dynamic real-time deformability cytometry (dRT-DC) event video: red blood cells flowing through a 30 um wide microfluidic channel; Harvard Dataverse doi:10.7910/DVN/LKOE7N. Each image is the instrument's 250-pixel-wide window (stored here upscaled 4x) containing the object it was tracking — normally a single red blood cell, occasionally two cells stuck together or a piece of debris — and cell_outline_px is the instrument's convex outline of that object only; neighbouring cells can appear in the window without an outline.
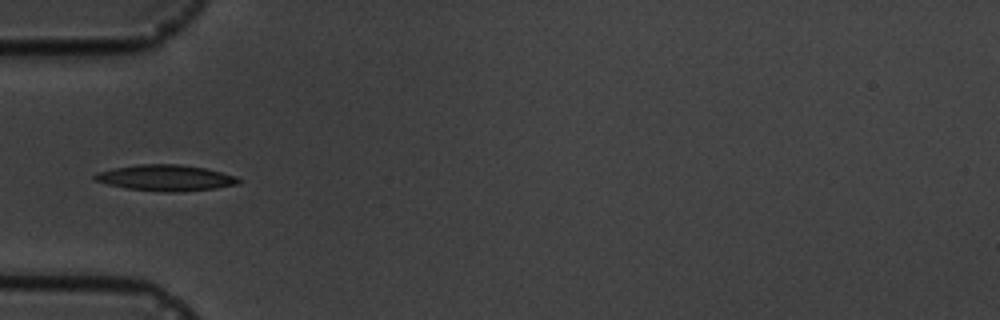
{"species": "common noctule bat (a hibernating species)", "species_latin": "Nyctalus noctula", "temperature_condition": "cold", "stored_images_in_passage": 9, "camera_frame_rate_fps": 3000, "um_per_image_px": 0.085, "animal": {"sex": "male", "body_mass_g": 19.5, "forearm_length_mm": 54.6}, "frame": {"image": 1, "passage_image": 6, "time_ms": 5.667, "image_size_px": [1000, 320], "cell_outline_px": [[240, 184], [216, 188], [176, 192], [164, 192], [124, 188], [92, 180], [92, 176], [96, 172], [136, 164], [180, 164], [204, 168], [236, 176], [240, 180]], "centroid_in_image_um": [14.05, 15.12], "position_along_channel_um": 71.0, "area_um2": 21.85}}
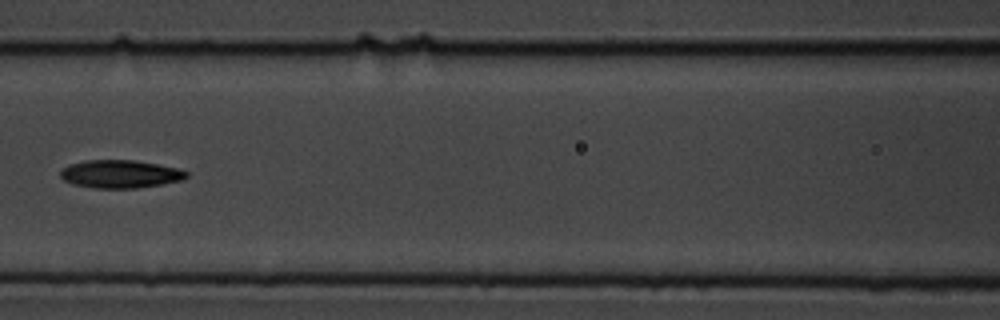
{"frame": {"image": 2, "passage_image": 8, "time_ms": 8.0, "image_size_px": [1000, 320], "cell_outline_px": [[188, 176], [184, 180], [136, 188], [96, 188], [72, 184], [64, 180], [60, 176], [60, 172], [68, 164], [84, 160], [132, 160], [180, 168], [188, 172]], "centroid_in_image_um": [10.22, 14.79], "position_along_channel_um": 156.4, "area_um2": 20.58}}
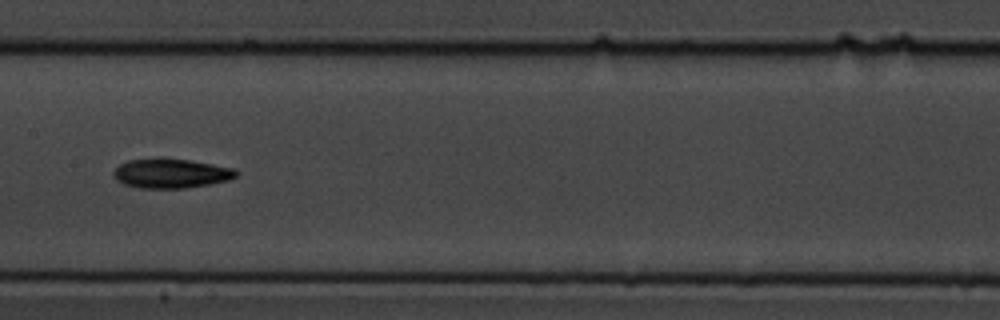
{"frame": {"image": 3, "passage_image": 9, "time_ms": 9.0, "image_size_px": [1000, 320], "cell_outline_px": [[240, 172], [236, 176], [228, 180], [212, 184], [184, 188], [140, 188], [124, 184], [116, 180], [112, 176], [112, 172], [120, 164], [128, 160], [156, 156], [160, 156], [192, 160], [236, 168]], "centroid_in_image_um": [14.53, 14.7], "position_along_channel_um": 192.9, "area_um2": 21.79}}